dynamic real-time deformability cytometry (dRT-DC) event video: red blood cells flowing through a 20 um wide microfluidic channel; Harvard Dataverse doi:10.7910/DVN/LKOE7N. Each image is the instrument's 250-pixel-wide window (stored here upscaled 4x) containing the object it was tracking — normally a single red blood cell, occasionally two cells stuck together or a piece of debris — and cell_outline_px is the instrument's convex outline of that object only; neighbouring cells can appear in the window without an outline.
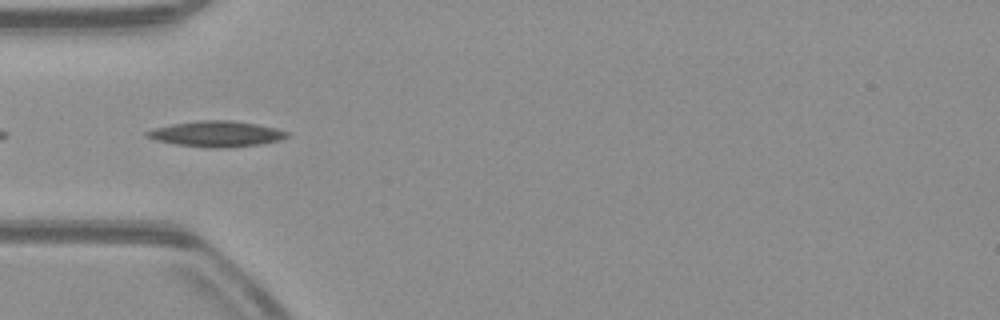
{"species": "common noctule bat (a hibernating species)", "species_latin": "Nyctalus noctula", "temperature_condition": "warm", "stored_images_in_passage": 44, "camera_frame_rate_fps": 3000, "um_per_image_px": 0.085, "animal": {"sex": "male", "body_mass_g": 23.1, "forearm_length_mm": 52.7}, "frame": {"image": 1, "passage_image": 8, "time_ms": 2.333, "image_size_px": [1000, 320], "cell_outline_px": [[288, 136], [280, 140], [260, 144], [228, 148], [204, 148], [176, 144], [156, 140], [144, 136], [144, 132], [152, 128], [172, 124], [200, 120], [228, 120], [256, 124], [276, 128], [288, 132]], "centroid_in_image_um": [18.35, 11.39], "position_along_channel_um": 66.6, "area_um2": 21.1}}
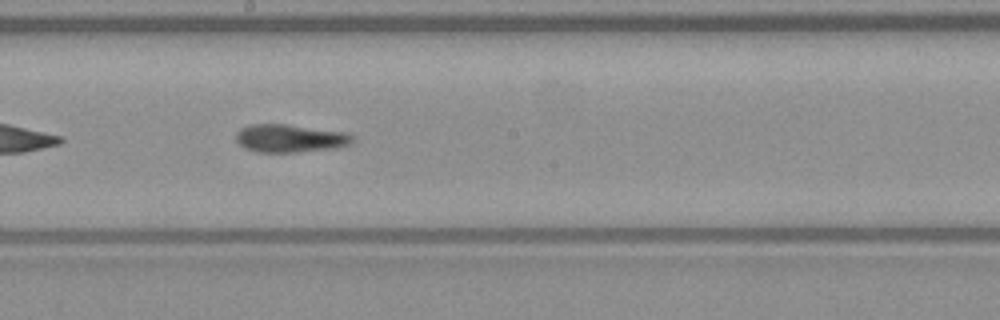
{"frame": {"image": 2, "passage_image": 20, "time_ms": 6.333, "image_size_px": [1000, 320], "cell_outline_px": [[352, 144], [336, 148], [296, 152], [256, 152], [244, 148], [236, 140], [236, 132], [240, 128], [252, 124], [288, 124], [348, 132], [352, 136]], "centroid_in_image_um": [24.66, 11.75], "position_along_channel_um": 223.5, "area_um2": 19.19}}
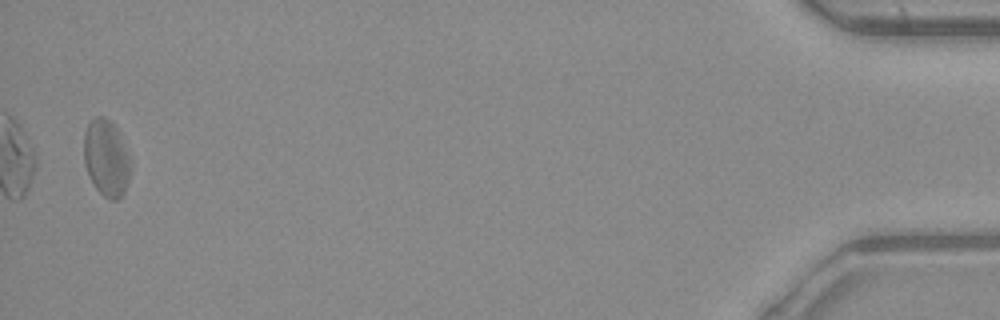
{"frame": {"image": 3, "passage_image": 43, "time_ms": 14.0, "image_size_px": [1000, 320], "cell_outline_px": [[132, 168], [124, 192], [116, 200], [112, 200], [104, 196], [96, 188], [84, 164], [84, 132], [88, 124], [96, 116], [104, 116], [120, 132], [132, 160]], "centroid_in_image_um": [9.07, 13.41], "position_along_channel_um": 426.1, "area_um2": 20.98}, "authors_computed_cell_mechanics": {"area_um2": 19.5653, "velocity_mm_per_s": 3.9089, "shape_relaxation_time_tau1_ms": null, "shape_relaxation_time_tau2_ms": 3.92, "deformation_change_tau1": null, "deformation_change_tau2": 0.1357}}